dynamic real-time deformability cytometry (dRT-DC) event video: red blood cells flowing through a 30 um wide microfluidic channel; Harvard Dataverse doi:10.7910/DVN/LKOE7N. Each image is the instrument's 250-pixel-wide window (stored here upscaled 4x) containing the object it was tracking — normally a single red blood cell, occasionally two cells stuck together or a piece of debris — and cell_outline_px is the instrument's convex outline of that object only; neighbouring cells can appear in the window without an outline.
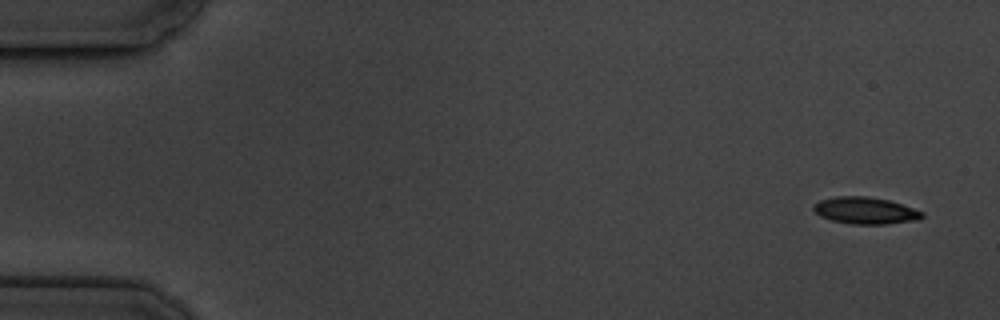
{"species": "common noctule bat (a hibernating species)", "species_latin": "Nyctalus noctula", "temperature_condition": "cold", "stored_images_in_passage": 5, "camera_frame_rate_fps": 3000, "um_per_image_px": 0.085, "animal": {"sex": "male", "body_mass_g": 19.5, "forearm_length_mm": 54.6}, "frame": {"image": 1, "passage_image": 1, "time_ms": 0.0, "image_size_px": [1000, 320], "cell_outline_px": [[924, 216], [920, 220], [884, 224], [852, 224], [832, 220], [820, 216], [812, 208], [812, 204], [820, 200], [836, 196], [868, 196], [888, 200], [924, 212]], "centroid_in_image_um": [73.54, 17.9], "position_along_channel_um": 11.5, "area_um2": 16.99}}